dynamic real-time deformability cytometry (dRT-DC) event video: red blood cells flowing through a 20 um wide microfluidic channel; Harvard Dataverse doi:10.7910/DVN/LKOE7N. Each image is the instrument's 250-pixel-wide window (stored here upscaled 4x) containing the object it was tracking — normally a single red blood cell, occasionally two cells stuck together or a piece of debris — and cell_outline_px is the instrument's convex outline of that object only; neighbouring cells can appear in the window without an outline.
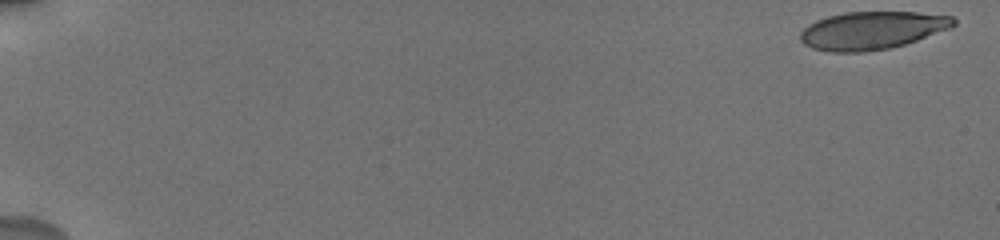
{"species": "human", "species_latin": "Homo sapiens", "temperature_condition": "cold", "stored_images_in_passage": 9, "camera_frame_rate_fps": 3000, "um_per_image_px": 0.085, "donor": {"sex": "male"}, "frame": {"image": 1, "passage_image": 1, "time_ms": 0.0, "image_size_px": [1000, 240], "cell_outline_px": [[956, 24], [952, 28], [904, 44], [888, 48], [864, 52], [832, 52], [812, 48], [804, 44], [800, 40], [800, 32], [808, 24], [816, 20], [828, 16], [844, 12], [916, 12], [952, 16], [956, 20]], "centroid_in_image_um": [74.11, 2.58], "position_along_channel_um": 10.9, "area_um2": 33.87}}
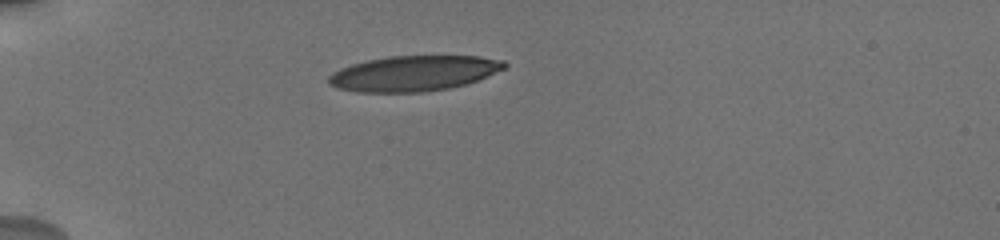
{"frame": {"image": 2, "passage_image": 7, "time_ms": 5.333, "image_size_px": [1000, 240], "cell_outline_px": [[508, 64], [504, 68], [476, 80], [464, 84], [448, 88], [420, 92], [356, 92], [336, 88], [328, 84], [328, 76], [332, 72], [340, 68], [352, 64], [368, 60], [388, 56], [476, 56], [504, 60]], "centroid_in_image_um": [35.1, 6.23], "position_along_channel_um": 49.9, "area_um2": 36.07}}
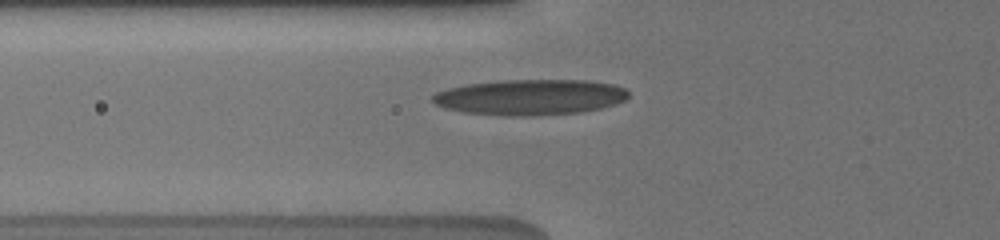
{"frame": {"image": 3, "passage_image": 9, "time_ms": 7.0, "image_size_px": [1000, 240], "cell_outline_px": [[628, 96], [624, 100], [616, 104], [600, 108], [580, 112], [528, 116], [504, 116], [464, 112], [444, 108], [436, 104], [432, 100], [432, 96], [436, 92], [448, 88], [468, 84], [496, 80], [588, 80], [612, 84], [624, 88], [628, 92]], "centroid_in_image_um": [45.05, 8.26], "position_along_channel_um": 80.8, "area_um2": 40.75}}